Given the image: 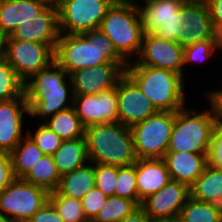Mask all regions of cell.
Here are the masks:
<instances>
[{"label":"cell","instance_id":"1","mask_svg":"<svg viewBox=\"0 0 222 222\" xmlns=\"http://www.w3.org/2000/svg\"><path fill=\"white\" fill-rule=\"evenodd\" d=\"M24 93L29 117L41 119L39 122L73 107L70 75L55 60L24 83Z\"/></svg>","mask_w":222,"mask_h":222},{"label":"cell","instance_id":"2","mask_svg":"<svg viewBox=\"0 0 222 222\" xmlns=\"http://www.w3.org/2000/svg\"><path fill=\"white\" fill-rule=\"evenodd\" d=\"M54 60L70 75L104 63H128L100 29L82 34L60 33Z\"/></svg>","mask_w":222,"mask_h":222},{"label":"cell","instance_id":"3","mask_svg":"<svg viewBox=\"0 0 222 222\" xmlns=\"http://www.w3.org/2000/svg\"><path fill=\"white\" fill-rule=\"evenodd\" d=\"M125 73L138 85L157 111L176 112L187 106L186 80L179 74L151 66L128 63ZM185 87V88H184Z\"/></svg>","mask_w":222,"mask_h":222},{"label":"cell","instance_id":"4","mask_svg":"<svg viewBox=\"0 0 222 222\" xmlns=\"http://www.w3.org/2000/svg\"><path fill=\"white\" fill-rule=\"evenodd\" d=\"M89 162L112 166L132 165L137 161L131 127L119 122L85 128Z\"/></svg>","mask_w":222,"mask_h":222},{"label":"cell","instance_id":"5","mask_svg":"<svg viewBox=\"0 0 222 222\" xmlns=\"http://www.w3.org/2000/svg\"><path fill=\"white\" fill-rule=\"evenodd\" d=\"M99 29L109 38L116 51L129 63L140 54L143 30L137 2L113 3Z\"/></svg>","mask_w":222,"mask_h":222},{"label":"cell","instance_id":"6","mask_svg":"<svg viewBox=\"0 0 222 222\" xmlns=\"http://www.w3.org/2000/svg\"><path fill=\"white\" fill-rule=\"evenodd\" d=\"M190 105L175 112L174 126L167 152L208 153L217 121L211 107L203 111Z\"/></svg>","mask_w":222,"mask_h":222},{"label":"cell","instance_id":"7","mask_svg":"<svg viewBox=\"0 0 222 222\" xmlns=\"http://www.w3.org/2000/svg\"><path fill=\"white\" fill-rule=\"evenodd\" d=\"M175 112L158 111L131 127L138 159L164 158L174 126Z\"/></svg>","mask_w":222,"mask_h":222},{"label":"cell","instance_id":"8","mask_svg":"<svg viewBox=\"0 0 222 222\" xmlns=\"http://www.w3.org/2000/svg\"><path fill=\"white\" fill-rule=\"evenodd\" d=\"M139 9L144 34L154 33L158 37L177 42L184 20L180 14L187 0H135Z\"/></svg>","mask_w":222,"mask_h":222},{"label":"cell","instance_id":"9","mask_svg":"<svg viewBox=\"0 0 222 222\" xmlns=\"http://www.w3.org/2000/svg\"><path fill=\"white\" fill-rule=\"evenodd\" d=\"M48 201L46 189L15 178L0 192V213L16 222H29Z\"/></svg>","mask_w":222,"mask_h":222},{"label":"cell","instance_id":"10","mask_svg":"<svg viewBox=\"0 0 222 222\" xmlns=\"http://www.w3.org/2000/svg\"><path fill=\"white\" fill-rule=\"evenodd\" d=\"M111 0H58L59 31L64 34H82L99 29Z\"/></svg>","mask_w":222,"mask_h":222},{"label":"cell","instance_id":"11","mask_svg":"<svg viewBox=\"0 0 222 222\" xmlns=\"http://www.w3.org/2000/svg\"><path fill=\"white\" fill-rule=\"evenodd\" d=\"M55 50L49 44L6 40V60L25 83L54 60Z\"/></svg>","mask_w":222,"mask_h":222},{"label":"cell","instance_id":"12","mask_svg":"<svg viewBox=\"0 0 222 222\" xmlns=\"http://www.w3.org/2000/svg\"><path fill=\"white\" fill-rule=\"evenodd\" d=\"M116 90L119 123L132 127L158 112L126 73L118 79Z\"/></svg>","mask_w":222,"mask_h":222},{"label":"cell","instance_id":"13","mask_svg":"<svg viewBox=\"0 0 222 222\" xmlns=\"http://www.w3.org/2000/svg\"><path fill=\"white\" fill-rule=\"evenodd\" d=\"M183 47L177 42L168 41L154 33L144 34L139 56V65L173 71L184 78Z\"/></svg>","mask_w":222,"mask_h":222},{"label":"cell","instance_id":"14","mask_svg":"<svg viewBox=\"0 0 222 222\" xmlns=\"http://www.w3.org/2000/svg\"><path fill=\"white\" fill-rule=\"evenodd\" d=\"M190 197V187L170 180L157 193L142 201L141 207L151 221L172 220L179 217L182 207Z\"/></svg>","mask_w":222,"mask_h":222},{"label":"cell","instance_id":"15","mask_svg":"<svg viewBox=\"0 0 222 222\" xmlns=\"http://www.w3.org/2000/svg\"><path fill=\"white\" fill-rule=\"evenodd\" d=\"M73 107L85 127L118 122L116 86L98 94L74 95Z\"/></svg>","mask_w":222,"mask_h":222},{"label":"cell","instance_id":"16","mask_svg":"<svg viewBox=\"0 0 222 222\" xmlns=\"http://www.w3.org/2000/svg\"><path fill=\"white\" fill-rule=\"evenodd\" d=\"M180 14L184 20L177 43L183 48L196 42L214 40L215 29L206 0H187Z\"/></svg>","mask_w":222,"mask_h":222},{"label":"cell","instance_id":"17","mask_svg":"<svg viewBox=\"0 0 222 222\" xmlns=\"http://www.w3.org/2000/svg\"><path fill=\"white\" fill-rule=\"evenodd\" d=\"M128 63H104L72 72L74 95L98 94L116 86Z\"/></svg>","mask_w":222,"mask_h":222},{"label":"cell","instance_id":"18","mask_svg":"<svg viewBox=\"0 0 222 222\" xmlns=\"http://www.w3.org/2000/svg\"><path fill=\"white\" fill-rule=\"evenodd\" d=\"M59 36L57 3H49L32 20L21 23L11 34L13 39L49 44L54 50Z\"/></svg>","mask_w":222,"mask_h":222},{"label":"cell","instance_id":"19","mask_svg":"<svg viewBox=\"0 0 222 222\" xmlns=\"http://www.w3.org/2000/svg\"><path fill=\"white\" fill-rule=\"evenodd\" d=\"M26 115L29 116V106L25 93L21 97L0 102V151L10 153L27 135L23 132Z\"/></svg>","mask_w":222,"mask_h":222},{"label":"cell","instance_id":"20","mask_svg":"<svg viewBox=\"0 0 222 222\" xmlns=\"http://www.w3.org/2000/svg\"><path fill=\"white\" fill-rule=\"evenodd\" d=\"M171 180L163 158L137 159L136 183L138 206L151 194L157 193Z\"/></svg>","mask_w":222,"mask_h":222},{"label":"cell","instance_id":"21","mask_svg":"<svg viewBox=\"0 0 222 222\" xmlns=\"http://www.w3.org/2000/svg\"><path fill=\"white\" fill-rule=\"evenodd\" d=\"M48 4L47 0H0V33L11 36L21 23L32 20Z\"/></svg>","mask_w":222,"mask_h":222},{"label":"cell","instance_id":"22","mask_svg":"<svg viewBox=\"0 0 222 222\" xmlns=\"http://www.w3.org/2000/svg\"><path fill=\"white\" fill-rule=\"evenodd\" d=\"M163 159L171 180L189 187L203 173L207 165V153L167 152Z\"/></svg>","mask_w":222,"mask_h":222},{"label":"cell","instance_id":"23","mask_svg":"<svg viewBox=\"0 0 222 222\" xmlns=\"http://www.w3.org/2000/svg\"><path fill=\"white\" fill-rule=\"evenodd\" d=\"M60 175L72 172L89 163L85 136L73 140H63L52 155Z\"/></svg>","mask_w":222,"mask_h":222},{"label":"cell","instance_id":"24","mask_svg":"<svg viewBox=\"0 0 222 222\" xmlns=\"http://www.w3.org/2000/svg\"><path fill=\"white\" fill-rule=\"evenodd\" d=\"M95 186L94 163L74 169L61 175L56 189L61 195L80 200Z\"/></svg>","mask_w":222,"mask_h":222},{"label":"cell","instance_id":"25","mask_svg":"<svg viewBox=\"0 0 222 222\" xmlns=\"http://www.w3.org/2000/svg\"><path fill=\"white\" fill-rule=\"evenodd\" d=\"M190 196L222 207V170L207 164L203 173L190 186Z\"/></svg>","mask_w":222,"mask_h":222},{"label":"cell","instance_id":"26","mask_svg":"<svg viewBox=\"0 0 222 222\" xmlns=\"http://www.w3.org/2000/svg\"><path fill=\"white\" fill-rule=\"evenodd\" d=\"M9 154L15 178H23L45 156L28 135Z\"/></svg>","mask_w":222,"mask_h":222},{"label":"cell","instance_id":"27","mask_svg":"<svg viewBox=\"0 0 222 222\" xmlns=\"http://www.w3.org/2000/svg\"><path fill=\"white\" fill-rule=\"evenodd\" d=\"M63 140H73L85 136V126L76 114L74 107L59 111L43 122Z\"/></svg>","mask_w":222,"mask_h":222},{"label":"cell","instance_id":"28","mask_svg":"<svg viewBox=\"0 0 222 222\" xmlns=\"http://www.w3.org/2000/svg\"><path fill=\"white\" fill-rule=\"evenodd\" d=\"M61 175L54 163L53 157L45 155L39 159L23 180L46 189L49 193L56 191L59 186Z\"/></svg>","mask_w":222,"mask_h":222},{"label":"cell","instance_id":"29","mask_svg":"<svg viewBox=\"0 0 222 222\" xmlns=\"http://www.w3.org/2000/svg\"><path fill=\"white\" fill-rule=\"evenodd\" d=\"M178 219L180 222H222V207L190 196Z\"/></svg>","mask_w":222,"mask_h":222},{"label":"cell","instance_id":"30","mask_svg":"<svg viewBox=\"0 0 222 222\" xmlns=\"http://www.w3.org/2000/svg\"><path fill=\"white\" fill-rule=\"evenodd\" d=\"M139 206L133 201L116 195L107 198L94 222H120Z\"/></svg>","mask_w":222,"mask_h":222},{"label":"cell","instance_id":"31","mask_svg":"<svg viewBox=\"0 0 222 222\" xmlns=\"http://www.w3.org/2000/svg\"><path fill=\"white\" fill-rule=\"evenodd\" d=\"M24 94V82L7 62L0 60V102L9 101Z\"/></svg>","mask_w":222,"mask_h":222},{"label":"cell","instance_id":"32","mask_svg":"<svg viewBox=\"0 0 222 222\" xmlns=\"http://www.w3.org/2000/svg\"><path fill=\"white\" fill-rule=\"evenodd\" d=\"M49 201L57 210L64 222H87L82 202L61 195L57 190L49 193Z\"/></svg>","mask_w":222,"mask_h":222},{"label":"cell","instance_id":"33","mask_svg":"<svg viewBox=\"0 0 222 222\" xmlns=\"http://www.w3.org/2000/svg\"><path fill=\"white\" fill-rule=\"evenodd\" d=\"M114 195L133 200L138 205L136 162L132 165L118 167Z\"/></svg>","mask_w":222,"mask_h":222},{"label":"cell","instance_id":"34","mask_svg":"<svg viewBox=\"0 0 222 222\" xmlns=\"http://www.w3.org/2000/svg\"><path fill=\"white\" fill-rule=\"evenodd\" d=\"M39 126L34 132L27 129L26 134L35 142L37 147L48 156H52L61 146L63 141L55 132H53L43 122H38ZM29 130V131H28Z\"/></svg>","mask_w":222,"mask_h":222},{"label":"cell","instance_id":"35","mask_svg":"<svg viewBox=\"0 0 222 222\" xmlns=\"http://www.w3.org/2000/svg\"><path fill=\"white\" fill-rule=\"evenodd\" d=\"M215 41L206 40L196 42L192 45L185 46L183 49V66L194 63H204L209 61L210 57L215 56Z\"/></svg>","mask_w":222,"mask_h":222},{"label":"cell","instance_id":"36","mask_svg":"<svg viewBox=\"0 0 222 222\" xmlns=\"http://www.w3.org/2000/svg\"><path fill=\"white\" fill-rule=\"evenodd\" d=\"M95 186L107 197L114 195L118 166L94 164Z\"/></svg>","mask_w":222,"mask_h":222},{"label":"cell","instance_id":"37","mask_svg":"<svg viewBox=\"0 0 222 222\" xmlns=\"http://www.w3.org/2000/svg\"><path fill=\"white\" fill-rule=\"evenodd\" d=\"M107 196L96 186H94L81 199L83 211L87 220H94L100 209L105 204Z\"/></svg>","mask_w":222,"mask_h":222},{"label":"cell","instance_id":"38","mask_svg":"<svg viewBox=\"0 0 222 222\" xmlns=\"http://www.w3.org/2000/svg\"><path fill=\"white\" fill-rule=\"evenodd\" d=\"M207 164L222 170V124L218 122L212 131Z\"/></svg>","mask_w":222,"mask_h":222},{"label":"cell","instance_id":"39","mask_svg":"<svg viewBox=\"0 0 222 222\" xmlns=\"http://www.w3.org/2000/svg\"><path fill=\"white\" fill-rule=\"evenodd\" d=\"M15 179L10 154L0 151V192Z\"/></svg>","mask_w":222,"mask_h":222},{"label":"cell","instance_id":"40","mask_svg":"<svg viewBox=\"0 0 222 222\" xmlns=\"http://www.w3.org/2000/svg\"><path fill=\"white\" fill-rule=\"evenodd\" d=\"M29 222H64L50 201L46 202Z\"/></svg>","mask_w":222,"mask_h":222},{"label":"cell","instance_id":"41","mask_svg":"<svg viewBox=\"0 0 222 222\" xmlns=\"http://www.w3.org/2000/svg\"><path fill=\"white\" fill-rule=\"evenodd\" d=\"M205 96L208 99L210 107L213 110L215 119L218 123L222 124V89L206 90Z\"/></svg>","mask_w":222,"mask_h":222},{"label":"cell","instance_id":"42","mask_svg":"<svg viewBox=\"0 0 222 222\" xmlns=\"http://www.w3.org/2000/svg\"><path fill=\"white\" fill-rule=\"evenodd\" d=\"M214 29L222 25V0H206Z\"/></svg>","mask_w":222,"mask_h":222},{"label":"cell","instance_id":"43","mask_svg":"<svg viewBox=\"0 0 222 222\" xmlns=\"http://www.w3.org/2000/svg\"><path fill=\"white\" fill-rule=\"evenodd\" d=\"M120 222H151V219L145 213L144 209L139 206L129 216L125 217Z\"/></svg>","mask_w":222,"mask_h":222},{"label":"cell","instance_id":"44","mask_svg":"<svg viewBox=\"0 0 222 222\" xmlns=\"http://www.w3.org/2000/svg\"><path fill=\"white\" fill-rule=\"evenodd\" d=\"M214 41L216 53L218 51L222 52V25L215 29Z\"/></svg>","mask_w":222,"mask_h":222},{"label":"cell","instance_id":"45","mask_svg":"<svg viewBox=\"0 0 222 222\" xmlns=\"http://www.w3.org/2000/svg\"><path fill=\"white\" fill-rule=\"evenodd\" d=\"M6 40L7 36L0 33V60L6 57Z\"/></svg>","mask_w":222,"mask_h":222},{"label":"cell","instance_id":"46","mask_svg":"<svg viewBox=\"0 0 222 222\" xmlns=\"http://www.w3.org/2000/svg\"><path fill=\"white\" fill-rule=\"evenodd\" d=\"M0 222H16L9 217H6L0 213Z\"/></svg>","mask_w":222,"mask_h":222},{"label":"cell","instance_id":"47","mask_svg":"<svg viewBox=\"0 0 222 222\" xmlns=\"http://www.w3.org/2000/svg\"><path fill=\"white\" fill-rule=\"evenodd\" d=\"M151 222H180L178 218L172 220H159V221H151Z\"/></svg>","mask_w":222,"mask_h":222},{"label":"cell","instance_id":"48","mask_svg":"<svg viewBox=\"0 0 222 222\" xmlns=\"http://www.w3.org/2000/svg\"><path fill=\"white\" fill-rule=\"evenodd\" d=\"M113 3H127V2H131L134 0H111Z\"/></svg>","mask_w":222,"mask_h":222},{"label":"cell","instance_id":"49","mask_svg":"<svg viewBox=\"0 0 222 222\" xmlns=\"http://www.w3.org/2000/svg\"><path fill=\"white\" fill-rule=\"evenodd\" d=\"M49 3H57L58 0H47Z\"/></svg>","mask_w":222,"mask_h":222}]
</instances>
